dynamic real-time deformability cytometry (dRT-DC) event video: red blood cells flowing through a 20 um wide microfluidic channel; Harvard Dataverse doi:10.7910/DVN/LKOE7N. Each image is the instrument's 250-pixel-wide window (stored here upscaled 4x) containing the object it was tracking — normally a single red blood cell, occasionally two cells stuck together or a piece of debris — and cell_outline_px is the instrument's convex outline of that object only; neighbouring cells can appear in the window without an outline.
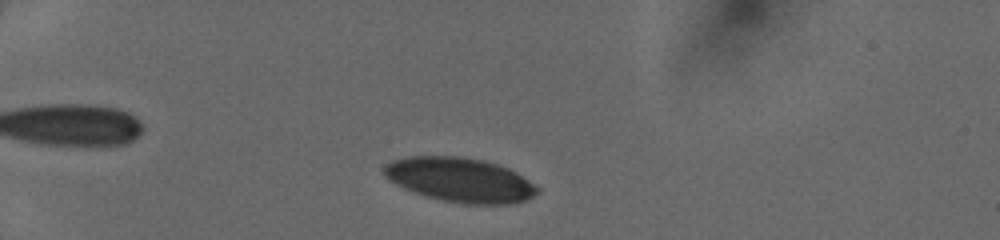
{"species": "human", "species_latin": "Homo sapiens", "temperature_condition": "cold", "stored_images_in_passage": 13, "camera_frame_rate_fps": 3000, "um_per_image_px": 0.085, "donor": {"sex": "female"}, "frame": {"image": 1, "passage_image": 4, "time_ms": 1.0, "image_size_px": [1000, 240], "cell_outline_px": [[540, 192], [524, 200], [508, 204], [464, 204], [444, 200], [412, 192], [388, 180], [384, 176], [384, 164], [392, 160], [408, 156], [460, 156], [484, 160], [508, 168], [516, 172], [540, 188]], "centroid_in_image_um": [39.08, 15.28], "position_along_channel_um": 45.9, "area_um2": 39.65}}
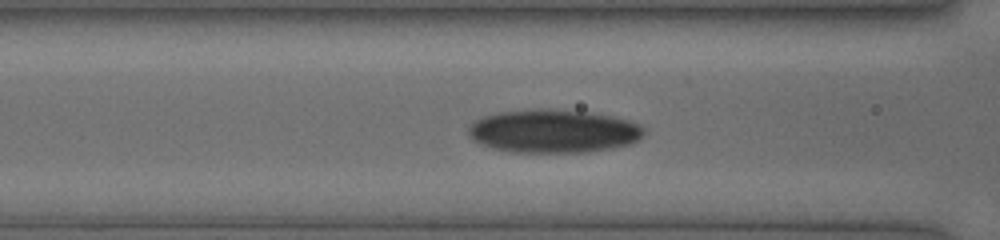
{"frame": {"image": 2, "passage_image": 13, "time_ms": 4.0, "image_size_px": [1000, 240], "cell_outline_px": [[644, 132], [640, 140], [632, 144], [612, 148], [588, 152], [508, 152], [492, 148], [480, 144], [472, 140], [468, 136], [468, 128], [476, 120], [484, 116], [500, 112], [540, 108], [584, 112], [612, 116], [628, 120], [640, 124], [644, 128]], "centroid_in_image_um": [47.04, 11.16], "position_along_channel_um": 119.6, "area_um2": 44.45}}